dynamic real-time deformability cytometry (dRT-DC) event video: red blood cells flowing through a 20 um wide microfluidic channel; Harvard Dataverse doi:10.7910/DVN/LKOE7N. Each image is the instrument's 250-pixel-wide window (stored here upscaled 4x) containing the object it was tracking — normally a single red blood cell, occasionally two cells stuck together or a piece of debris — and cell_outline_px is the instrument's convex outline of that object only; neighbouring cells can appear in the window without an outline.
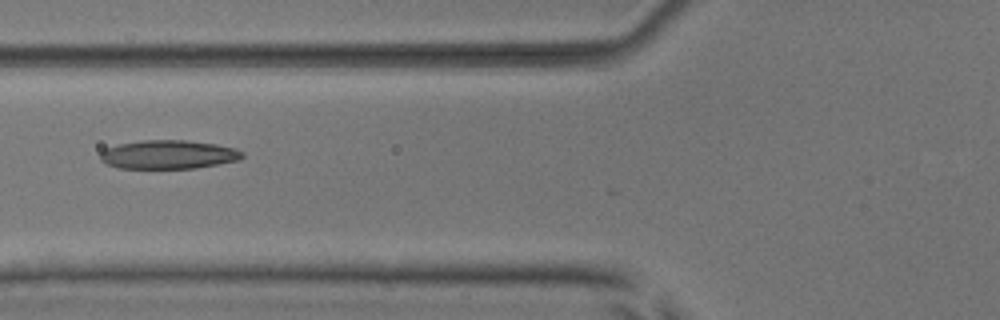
{"species": "common noctule bat (a hibernating species)", "species_latin": "Nyctalus noctula", "temperature_condition": "room temperature", "stored_images_in_passage": 6, "camera_frame_rate_fps": 3000, "um_per_image_px": 0.085, "animal": {"sex": "male", "body_mass_g": 17.9, "forearm_length_mm": 54.2}, "frame": {"image": 1, "passage_image": 6, "time_ms": 6.667, "image_size_px": [1000, 320], "cell_outline_px": [[244, 156], [240, 160], [196, 168], [120, 168], [108, 164], [100, 160], [100, 152], [104, 148], [116, 144], [144, 140], [184, 140], [216, 144], [236, 148], [244, 152]], "centroid_in_image_um": [14.32, 13.13], "position_along_channel_um": 111.5, "area_um2": 23.93}}